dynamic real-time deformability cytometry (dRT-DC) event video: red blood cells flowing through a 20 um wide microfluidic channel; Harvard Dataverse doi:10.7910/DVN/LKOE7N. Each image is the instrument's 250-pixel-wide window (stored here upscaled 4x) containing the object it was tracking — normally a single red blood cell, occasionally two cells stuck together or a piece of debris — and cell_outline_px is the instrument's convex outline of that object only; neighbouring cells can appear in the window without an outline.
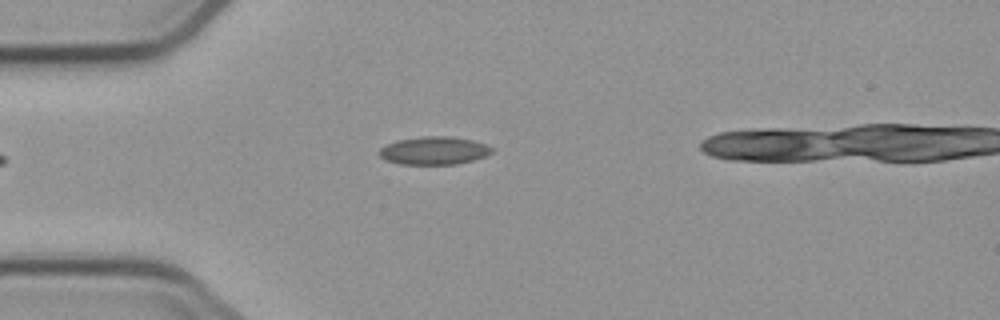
{"species": "common noctule bat (a hibernating species)", "species_latin": "Nyctalus noctula", "temperature_condition": "cold", "stored_images_in_passage": 2, "camera_frame_rate_fps": 3000, "um_per_image_px": 0.085, "animal": {"sex": "male", "body_mass_g": 23.1, "forearm_length_mm": 52.7}, "frame": {"image": 1, "passage_image": 1, "time_ms": 0.0, "image_size_px": [1000, 320], "cell_outline_px": [[492, 152], [484, 156], [472, 160], [456, 164], [400, 164], [384, 160], [380, 156], [380, 148], [396, 140], [420, 136], [448, 136], [472, 140], [484, 144], [492, 148]], "centroid_in_image_um": [36.85, 12.8], "position_along_channel_um": 48.1, "area_um2": 18.21}}